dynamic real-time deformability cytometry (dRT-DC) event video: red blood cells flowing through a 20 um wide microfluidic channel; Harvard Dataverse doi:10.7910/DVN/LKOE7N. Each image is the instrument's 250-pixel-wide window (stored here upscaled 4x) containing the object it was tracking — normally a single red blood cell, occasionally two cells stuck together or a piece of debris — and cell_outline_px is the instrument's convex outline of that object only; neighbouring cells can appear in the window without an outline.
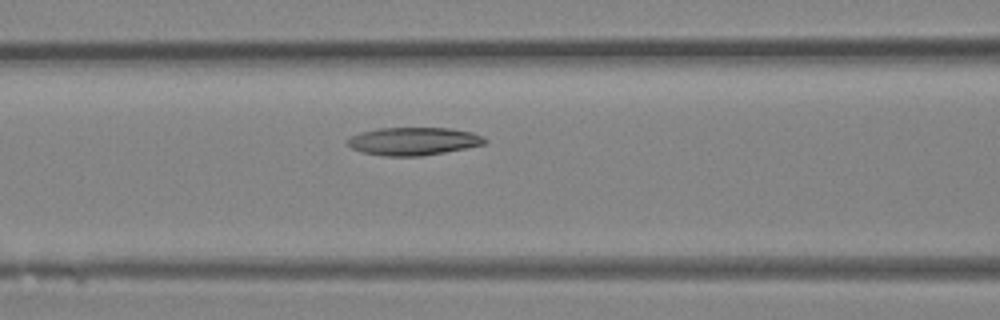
{"species": "Egyptian fruit bat (a non-hibernating species)", "species_latin": "Rousettus aegyptiacus", "temperature_condition": "room temperature", "stored_images_in_passage": 10, "camera_frame_rate_fps": 3000, "um_per_image_px": 0.085, "animal": {"sex": "female"}, "frame": {"image": 1, "passage_image": 6, "time_ms": 1.667, "image_size_px": [1000, 320], "cell_outline_px": [[488, 140], [484, 144], [444, 152], [420, 156], [384, 156], [364, 152], [352, 148], [344, 144], [344, 140], [360, 132], [380, 128], [448, 128], [472, 132], [484, 136]], "centroid_in_image_um": [35.11, 12.0], "position_along_channel_um": 131.5, "area_um2": 22.31}}
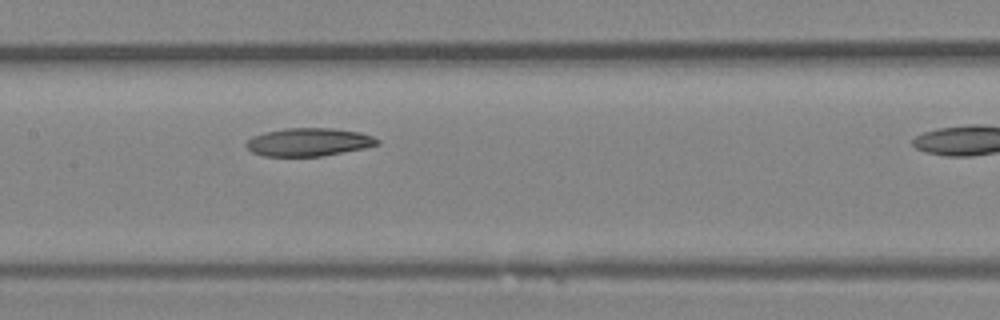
{"frame": {"image": 2, "passage_image": 9, "time_ms": 2.667, "image_size_px": [1000, 320], "cell_outline_px": [[380, 144], [364, 148], [320, 156], [264, 156], [252, 152], [244, 144], [252, 136], [264, 132], [284, 128], [332, 128], [360, 132], [372, 136], [380, 140]], "centroid_in_image_um": [26.23, 12.07], "position_along_channel_um": 181.2, "area_um2": 21.44}}